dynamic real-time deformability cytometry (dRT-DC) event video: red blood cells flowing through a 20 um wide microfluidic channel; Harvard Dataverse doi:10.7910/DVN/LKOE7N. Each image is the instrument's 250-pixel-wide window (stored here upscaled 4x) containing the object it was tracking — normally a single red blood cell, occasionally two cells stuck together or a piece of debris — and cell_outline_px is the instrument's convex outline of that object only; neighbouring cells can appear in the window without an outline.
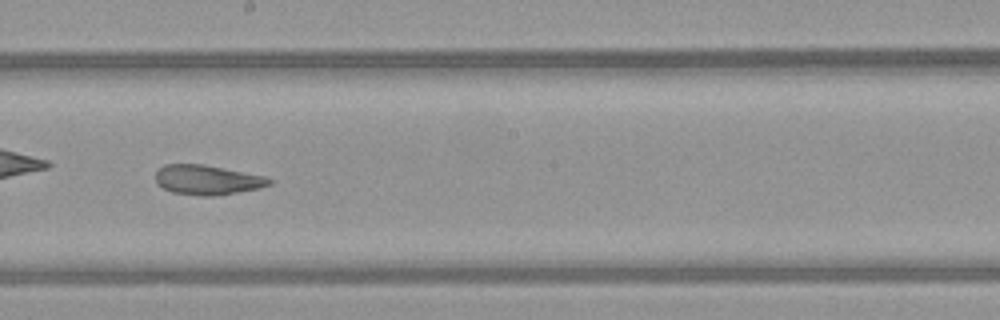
{"species": "common noctule bat (a hibernating species)", "species_latin": "Nyctalus noctula", "temperature_condition": "warm", "stored_images_in_passage": 50, "camera_frame_rate_fps": 3000, "um_per_image_px": 0.085, "animal": {"sex": "female", "body_mass_g": 21.9}, "frame": {"image": 1, "passage_image": 29, "time_ms": 9.333, "image_size_px": [1000, 320], "cell_outline_px": [[272, 184], [260, 188], [216, 196], [200, 196], [172, 192], [156, 184], [156, 172], [164, 164], [204, 164], [264, 176], [272, 180]], "centroid_in_image_um": [17.61, 15.29], "position_along_channel_um": 230.6, "area_um2": 19.71}}
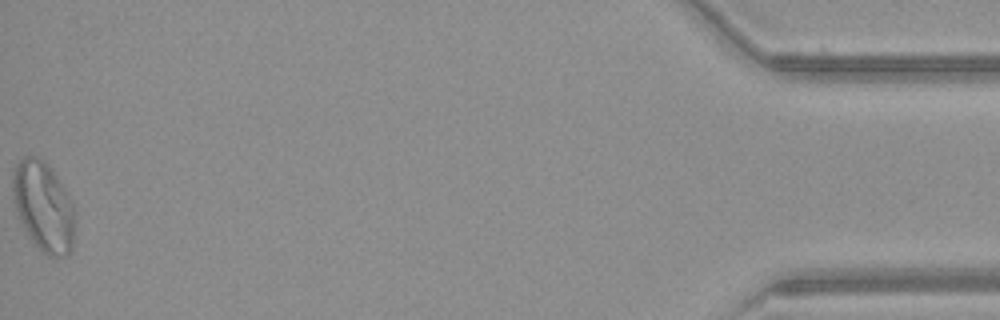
{"frame": {"image": 2, "passage_image": 50, "time_ms": 16.333, "image_size_px": [1000, 320], "cell_outline_px": [[76, 212], [72, 252], [64, 256], [48, 256], [32, 240], [24, 228], [20, 220], [12, 200], [12, 176], [20, 160], [24, 156], [36, 156], [44, 160], [52, 168], [64, 188]], "centroid_in_image_um": [3.71, 17.55], "position_along_channel_um": 431.5, "area_um2": 32.6}, "authors_computed_cell_mechanics": {"area_um2": 25.432, "velocity_mm_per_s": 4.2058, "shape_relaxation_time_tau1_ms": null, "shape_relaxation_time_tau2_ms": 2.7754, "deformation_change_tau1": null, "deformation_change_tau2": 0.1053}}